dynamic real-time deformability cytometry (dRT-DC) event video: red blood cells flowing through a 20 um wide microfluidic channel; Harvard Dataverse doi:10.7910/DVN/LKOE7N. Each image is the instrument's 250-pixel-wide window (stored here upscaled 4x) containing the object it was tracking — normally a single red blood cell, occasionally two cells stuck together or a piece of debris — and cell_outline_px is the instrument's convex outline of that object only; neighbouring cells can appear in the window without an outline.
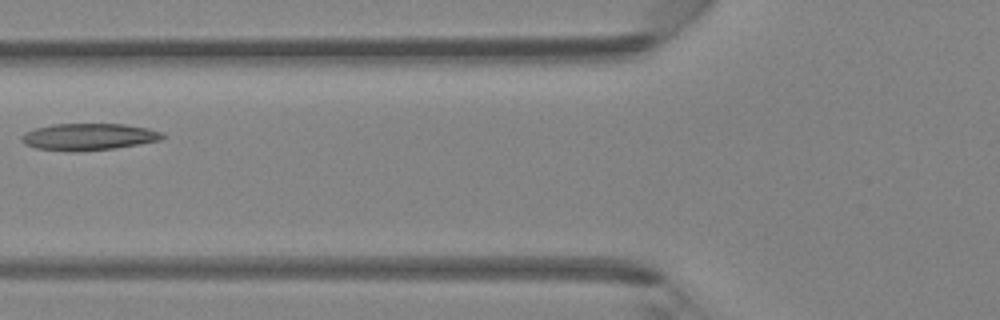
{"species": "Egyptian fruit bat (a non-hibernating species)", "species_latin": "Rousettus aegyptiacus", "temperature_condition": "room temperature", "stored_images_in_passage": 4, "camera_frame_rate_fps": 3000, "um_per_image_px": 0.085, "animal": {"sex": "female"}, "frame": {"image": 1, "passage_image": 4, "time_ms": 1.0, "image_size_px": [1000, 320], "cell_outline_px": [[168, 136], [160, 140], [140, 144], [116, 148], [76, 152], [36, 148], [24, 144], [20, 140], [20, 136], [24, 132], [36, 128], [52, 124], [124, 124], [148, 128], [164, 132]], "centroid_in_image_um": [7.56, 11.63], "position_along_channel_um": 118.2, "area_um2": 22.31}}